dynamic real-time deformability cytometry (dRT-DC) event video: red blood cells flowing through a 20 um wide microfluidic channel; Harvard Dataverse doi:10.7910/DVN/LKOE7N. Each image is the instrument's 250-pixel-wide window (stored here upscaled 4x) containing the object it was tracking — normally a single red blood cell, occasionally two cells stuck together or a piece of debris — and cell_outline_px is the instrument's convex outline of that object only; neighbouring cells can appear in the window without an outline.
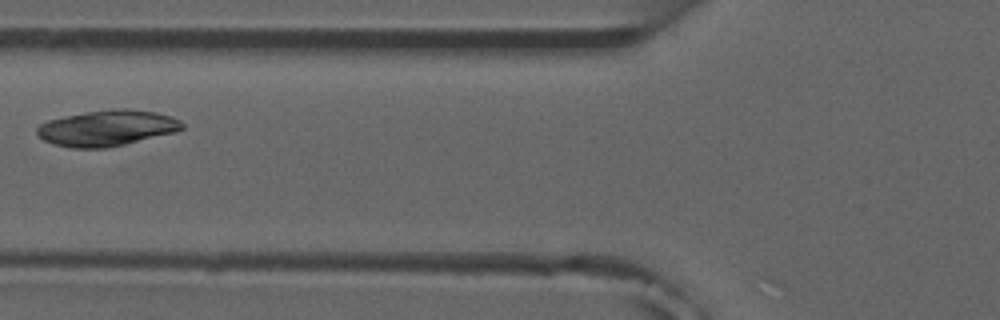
{"species": "common noctule bat (a hibernating species)", "species_latin": "Nyctalus noctula", "temperature_condition": "room temperature", "stored_images_in_passage": 4, "camera_frame_rate_fps": 3000, "um_per_image_px": 0.085, "animal": {"sex": "male", "forearm_length_mm": 52.5}, "frame": {"image": 1, "passage_image": 3, "time_ms": 2.333, "image_size_px": [1000, 320], "cell_outline_px": [[184, 128], [176, 132], [108, 148], [72, 148], [52, 144], [44, 140], [36, 132], [36, 128], [40, 124], [48, 120], [88, 112], [112, 108], [124, 108], [156, 112], [172, 116], [180, 120], [184, 124]], "centroid_in_image_um": [9.13, 10.89], "position_along_channel_um": 116.7, "area_um2": 30.35}}
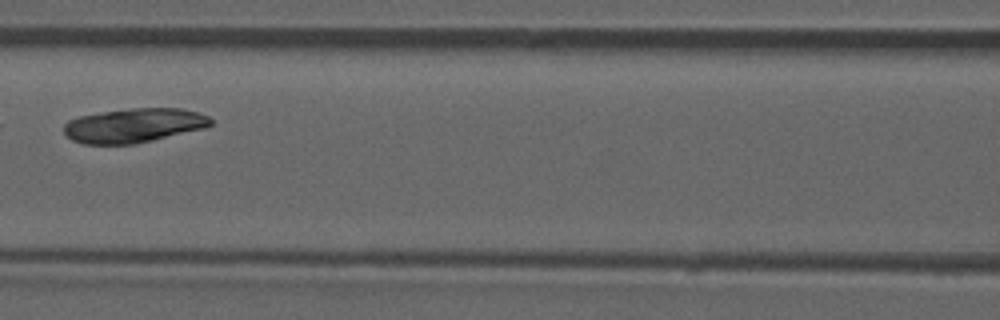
{"frame": {"image": 2, "passage_image": 4, "time_ms": 3.333, "image_size_px": [1000, 320], "cell_outline_px": [[212, 124], [204, 128], [136, 144], [84, 144], [72, 140], [64, 132], [64, 124], [68, 120], [80, 116], [100, 112], [132, 108], [180, 108], [200, 112], [208, 116], [212, 120]], "centroid_in_image_um": [11.38, 10.66], "position_along_channel_um": 155.2, "area_um2": 29.36}}